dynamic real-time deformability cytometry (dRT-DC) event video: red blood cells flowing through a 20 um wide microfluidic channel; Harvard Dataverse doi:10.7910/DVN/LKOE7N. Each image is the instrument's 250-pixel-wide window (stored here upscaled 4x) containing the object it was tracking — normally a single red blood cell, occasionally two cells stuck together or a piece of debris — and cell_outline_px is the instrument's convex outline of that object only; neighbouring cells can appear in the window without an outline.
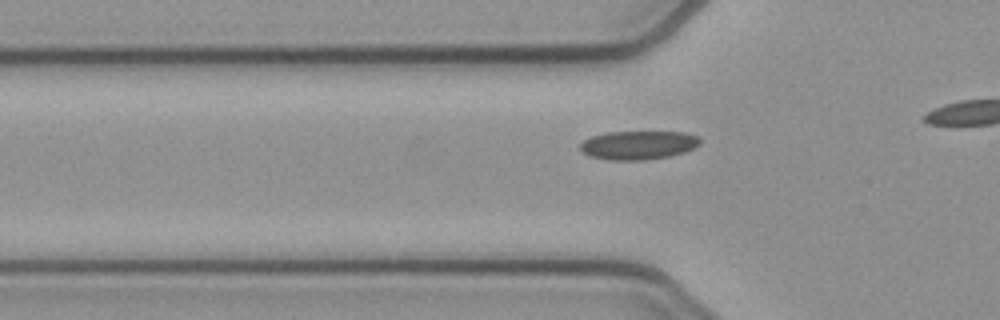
{"species": "common noctule bat (a hibernating species)", "species_latin": "Nyctalus noctula", "temperature_condition": "cold", "stored_images_in_passage": 14, "camera_frame_rate_fps": 3000, "um_per_image_px": 0.085, "animal": {"sex": "female", "body_mass_g": 21.9}, "frame": {"image": 1, "passage_image": 8, "time_ms": 2.333, "image_size_px": [1000, 320], "cell_outline_px": [[700, 144], [684, 152], [668, 156], [644, 160], [608, 160], [588, 156], [580, 148], [580, 144], [584, 140], [592, 136], [608, 132], [684, 132], [696, 136], [700, 140]], "centroid_in_image_um": [54.23, 12.34], "position_along_channel_um": 71.6, "area_um2": 19.88}}
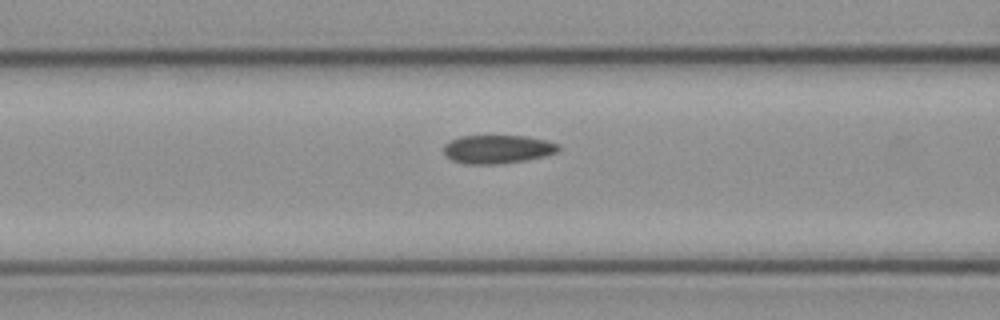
{"frame": {"image": 2, "passage_image": 12, "time_ms": 3.667, "image_size_px": [1000, 320], "cell_outline_px": [[560, 148], [556, 152], [544, 156], [524, 160], [500, 164], [464, 164], [452, 160], [444, 156], [444, 144], [460, 136], [524, 136], [548, 140], [560, 144]], "centroid_in_image_um": [42.28, 12.68], "position_along_channel_um": 124.3, "area_um2": 19.13}}